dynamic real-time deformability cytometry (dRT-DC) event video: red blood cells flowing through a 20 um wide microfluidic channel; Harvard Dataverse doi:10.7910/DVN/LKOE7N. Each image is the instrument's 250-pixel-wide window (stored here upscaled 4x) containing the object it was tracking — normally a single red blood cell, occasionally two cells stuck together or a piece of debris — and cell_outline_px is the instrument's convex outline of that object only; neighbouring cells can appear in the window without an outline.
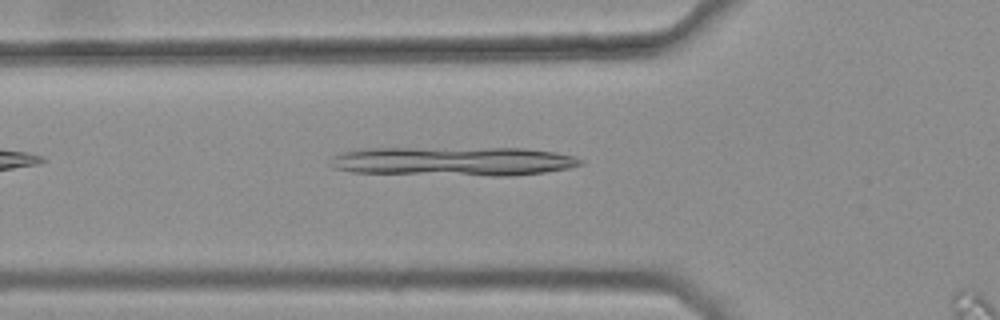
{"species": "common noctule bat (a hibernating species)", "species_latin": "Nyctalus noctula", "temperature_condition": "warm", "stored_images_in_passage": 5, "camera_frame_rate_fps": 3000, "um_per_image_px": 0.085, "animal": {"sex": "female", "body_mass_g": 25.1}, "frame": {"image": 1, "passage_image": 3, "time_ms": 0.667, "image_size_px": [1000, 320], "cell_outline_px": [[584, 164], [568, 168], [544, 172], [512, 176], [492, 176], [352, 172], [336, 168], [328, 164], [332, 156], [340, 152], [356, 148], [524, 148], [556, 152], [572, 156], [584, 160]], "centroid_in_image_um": [38.51, 13.7], "position_along_channel_um": 87.3, "area_um2": 42.89}}